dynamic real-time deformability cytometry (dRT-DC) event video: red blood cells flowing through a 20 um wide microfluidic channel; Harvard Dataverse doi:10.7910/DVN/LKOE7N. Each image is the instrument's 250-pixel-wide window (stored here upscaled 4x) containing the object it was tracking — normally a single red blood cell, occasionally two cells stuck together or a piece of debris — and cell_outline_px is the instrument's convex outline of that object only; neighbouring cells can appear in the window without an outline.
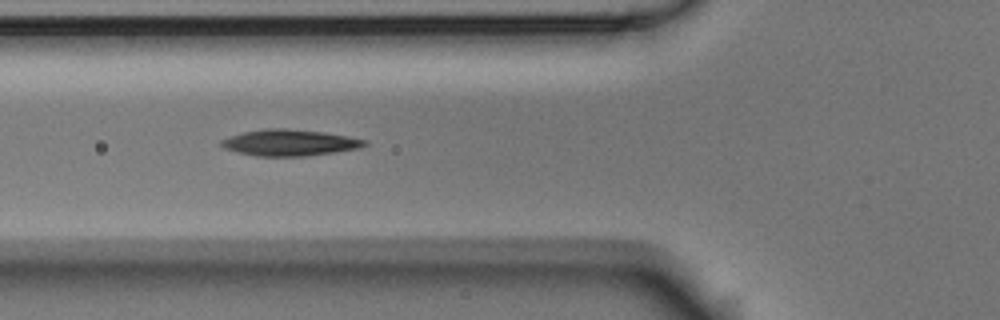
{"species": "Egyptian fruit bat (a non-hibernating species)", "species_latin": "Rousettus aegyptiacus", "temperature_condition": "room temperature", "stored_images_in_passage": 5, "camera_frame_rate_fps": 3000, "um_per_image_px": 0.085, "animal": {"sex": "male"}, "frame": {"image": 1, "passage_image": 4, "time_ms": 1.0, "image_size_px": [1000, 320], "cell_outline_px": [[368, 144], [360, 148], [304, 156], [256, 156], [224, 148], [220, 144], [220, 140], [244, 132], [264, 128], [288, 128], [324, 132], [368, 140]], "centroid_in_image_um": [24.63, 12.12], "position_along_channel_um": 101.2, "area_um2": 21.79}}
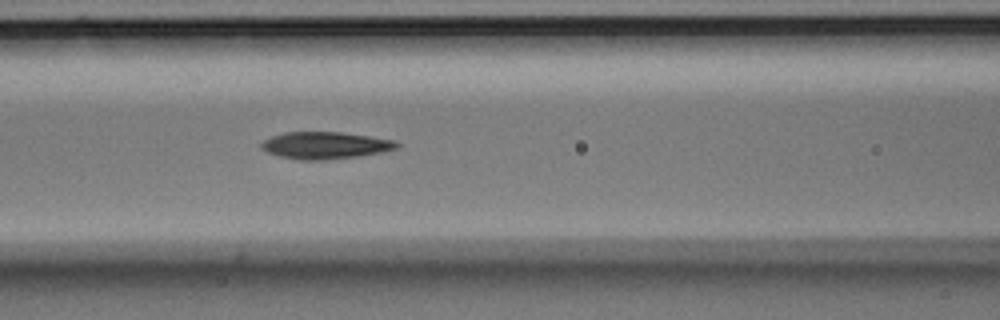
{"frame": {"image": 2, "passage_image": 5, "time_ms": 1.333, "image_size_px": [1000, 320], "cell_outline_px": [[400, 144], [396, 148], [380, 152], [356, 156], [324, 160], [300, 160], [280, 156], [268, 152], [260, 148], [260, 144], [264, 140], [272, 136], [284, 132], [340, 132], [396, 140]], "centroid_in_image_um": [27.61, 12.35], "position_along_channel_um": 139.0, "area_um2": 21.15}}